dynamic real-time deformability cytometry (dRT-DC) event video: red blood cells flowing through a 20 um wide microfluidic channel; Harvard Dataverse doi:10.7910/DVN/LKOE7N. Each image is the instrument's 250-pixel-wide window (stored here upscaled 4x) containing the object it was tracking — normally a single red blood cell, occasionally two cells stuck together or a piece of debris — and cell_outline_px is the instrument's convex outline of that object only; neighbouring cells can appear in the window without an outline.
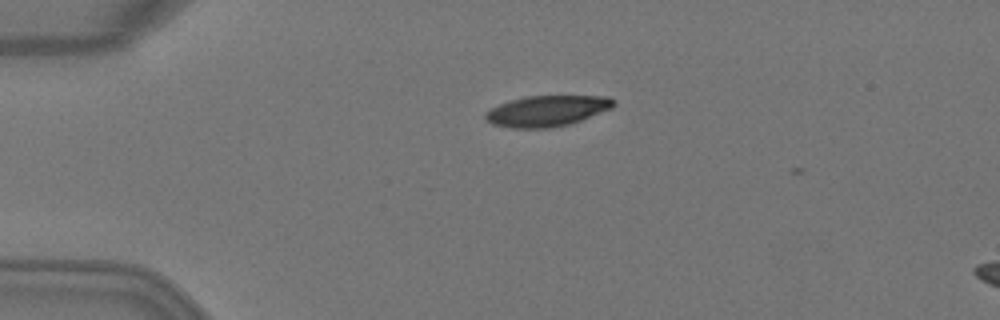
{"species": "Egyptian fruit bat (a non-hibernating species)", "species_latin": "Rousettus aegyptiacus", "temperature_condition": "warm", "stored_images_in_passage": 5, "camera_frame_rate_fps": 3000, "um_per_image_px": 0.085, "animal": {"sex": "female"}, "frame": {"image": 1, "passage_image": 3, "time_ms": 0.667, "image_size_px": [1000, 320], "cell_outline_px": [[616, 104], [612, 108], [580, 120], [568, 124], [552, 128], [512, 128], [492, 124], [484, 116], [484, 112], [500, 104], [524, 96], [608, 96], [616, 100]], "centroid_in_image_um": [46.51, 9.42], "position_along_channel_um": 38.5, "area_um2": 22.95}}